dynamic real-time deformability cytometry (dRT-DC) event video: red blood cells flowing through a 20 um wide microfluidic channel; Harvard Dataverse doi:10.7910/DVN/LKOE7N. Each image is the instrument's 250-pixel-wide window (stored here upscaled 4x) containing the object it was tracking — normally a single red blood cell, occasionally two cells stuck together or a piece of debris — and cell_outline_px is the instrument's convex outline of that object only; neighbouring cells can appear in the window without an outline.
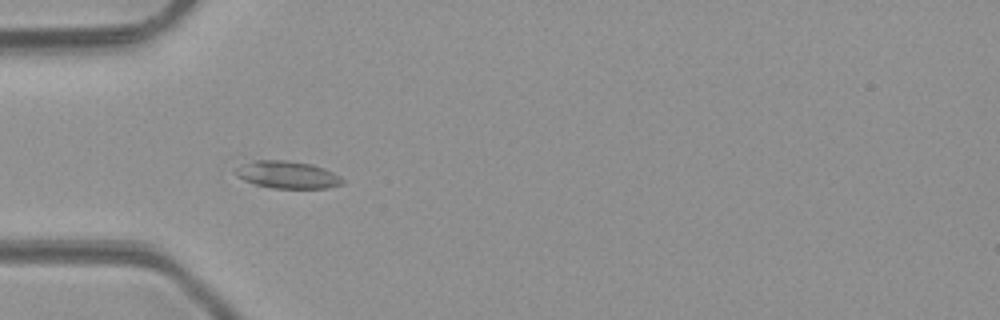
{"species": "common noctule bat (a hibernating species)", "species_latin": "Nyctalus noctula", "temperature_condition": "room temperature", "stored_images_in_passage": 5, "camera_frame_rate_fps": 3000, "um_per_image_px": 0.085, "animal": {"sex": "male", "body_mass_g": 23.1, "forearm_length_mm": 52.7}, "frame": {"image": 1, "passage_image": 4, "time_ms": 3.333, "image_size_px": [1000, 320], "cell_outline_px": [[344, 184], [328, 188], [272, 188], [256, 184], [244, 180], [236, 176], [232, 172], [232, 168], [256, 160], [284, 160], [312, 164], [324, 168], [340, 176], [344, 180]], "centroid_in_image_um": [24.41, 14.85], "position_along_channel_um": 60.6, "area_um2": 17.17}}
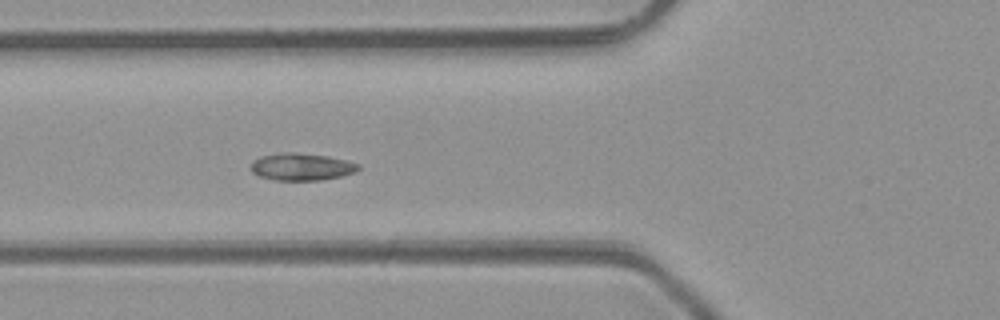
{"frame": {"image": 2, "passage_image": 5, "time_ms": 4.333, "image_size_px": [1000, 320], "cell_outline_px": [[360, 168], [352, 172], [340, 176], [320, 180], [276, 180], [260, 176], [252, 172], [252, 160], [260, 156], [280, 152], [296, 152], [328, 156], [348, 160], [360, 164]], "centroid_in_image_um": [25.62, 14.16], "position_along_channel_um": 100.2, "area_um2": 17.05}}